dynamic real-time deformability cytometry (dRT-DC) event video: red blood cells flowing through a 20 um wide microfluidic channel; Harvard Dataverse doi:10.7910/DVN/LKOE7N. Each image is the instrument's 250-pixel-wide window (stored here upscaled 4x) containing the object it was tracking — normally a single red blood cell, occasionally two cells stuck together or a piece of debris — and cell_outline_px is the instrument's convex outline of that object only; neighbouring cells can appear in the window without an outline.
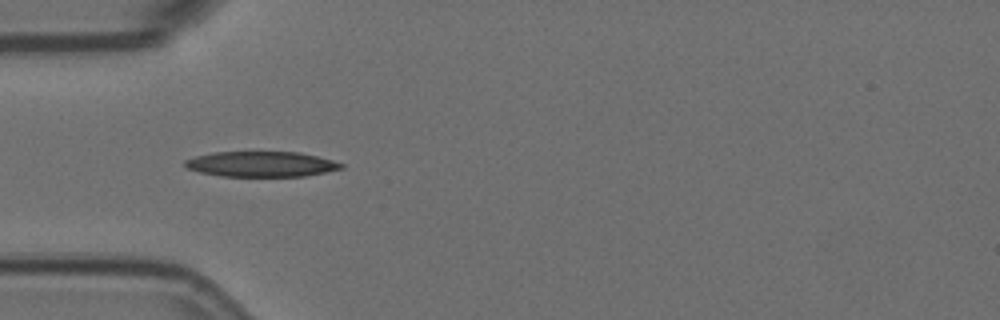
{"species": "Egyptian fruit bat (a non-hibernating species)", "species_latin": "Rousettus aegyptiacus", "temperature_condition": "room temperature", "stored_images_in_passage": 5, "camera_frame_rate_fps": 3000, "um_per_image_px": 0.085, "animal": {"sex": "female"}, "frame": {"image": 1, "passage_image": 4, "time_ms": 1.0, "image_size_px": [1000, 320], "cell_outline_px": [[344, 168], [304, 176], [220, 176], [200, 172], [184, 168], [184, 160], [196, 156], [212, 152], [300, 152], [332, 160], [344, 164]], "centroid_in_image_um": [22.17, 13.95], "position_along_channel_um": 62.8, "area_um2": 23.06}}
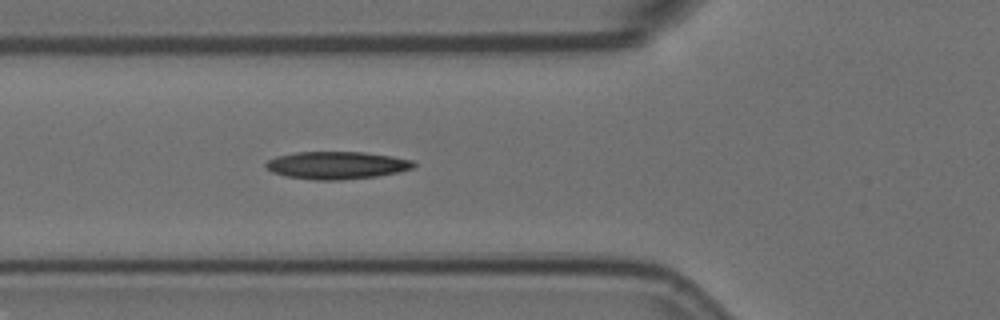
{"frame": {"image": 2, "passage_image": 5, "time_ms": 1.333, "image_size_px": [1000, 320], "cell_outline_px": [[416, 164], [412, 168], [400, 172], [376, 176], [340, 180], [316, 180], [284, 176], [272, 172], [264, 164], [268, 160], [276, 156], [296, 152], [364, 152], [392, 156], [412, 160]], "centroid_in_image_um": [28.62, 14.04], "position_along_channel_um": 97.2, "area_um2": 23.76}}